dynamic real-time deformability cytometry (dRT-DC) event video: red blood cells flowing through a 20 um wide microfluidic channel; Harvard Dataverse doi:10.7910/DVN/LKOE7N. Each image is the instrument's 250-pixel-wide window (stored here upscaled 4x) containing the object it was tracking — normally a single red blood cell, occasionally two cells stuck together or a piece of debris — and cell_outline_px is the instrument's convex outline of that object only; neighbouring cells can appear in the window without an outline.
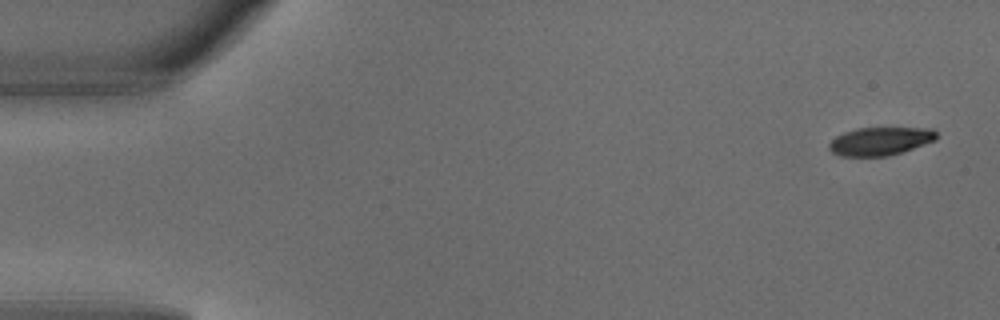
{"species": "common noctule bat (a hibernating species)", "species_latin": "Nyctalus noctula", "temperature_condition": "warm", "stored_images_in_passage": 4, "camera_frame_rate_fps": 3000, "um_per_image_px": 0.085, "animal": {"sex": "male", "body_mass_g": 18.8}, "frame": {"image": 1, "passage_image": 1, "time_ms": 0.0, "image_size_px": [1000, 320], "cell_outline_px": [[936, 140], [888, 156], [840, 156], [832, 152], [828, 148], [828, 144], [836, 136], [844, 132], [860, 128], [932, 128], [936, 132]], "centroid_in_image_um": [74.79, 12.0], "position_along_channel_um": 10.2, "area_um2": 17.46}}
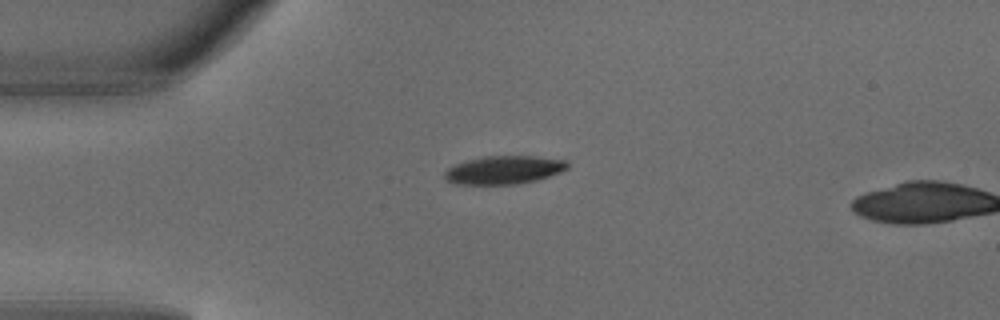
{"frame": {"image": 2, "passage_image": 3, "time_ms": 0.667, "image_size_px": [1000, 320], "cell_outline_px": [[568, 168], [560, 172], [536, 180], [520, 184], [456, 184], [448, 180], [444, 176], [444, 172], [448, 168], [456, 164], [468, 160], [484, 156], [536, 156], [564, 160], [568, 164]], "centroid_in_image_um": [42.84, 14.44], "position_along_channel_um": 42.2, "area_um2": 20.06}}